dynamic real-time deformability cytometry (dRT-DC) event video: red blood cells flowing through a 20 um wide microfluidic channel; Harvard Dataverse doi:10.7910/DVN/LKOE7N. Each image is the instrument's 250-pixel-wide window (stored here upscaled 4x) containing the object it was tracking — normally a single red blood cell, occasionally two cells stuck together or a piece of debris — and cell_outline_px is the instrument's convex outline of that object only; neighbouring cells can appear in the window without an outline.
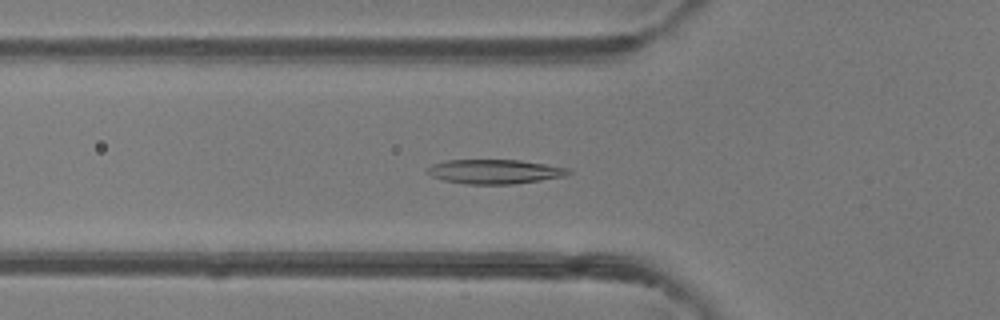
{"species": "common noctule bat (a hibernating species)", "species_latin": "Nyctalus noctula", "temperature_condition": "room temperature", "stored_images_in_passage": 35, "camera_frame_rate_fps": 3000, "um_per_image_px": 0.085, "animal": {"sex": "female"}, "frame": {"image": 1, "passage_image": 3, "time_ms": 0.667, "image_size_px": [1000, 320], "cell_outline_px": [[572, 172], [564, 176], [540, 180], [512, 184], [464, 184], [444, 180], [432, 176], [424, 172], [424, 168], [432, 164], [448, 160], [520, 160], [568, 168]], "centroid_in_image_um": [41.98, 14.58], "position_along_channel_um": 83.8, "area_um2": 20.0}}
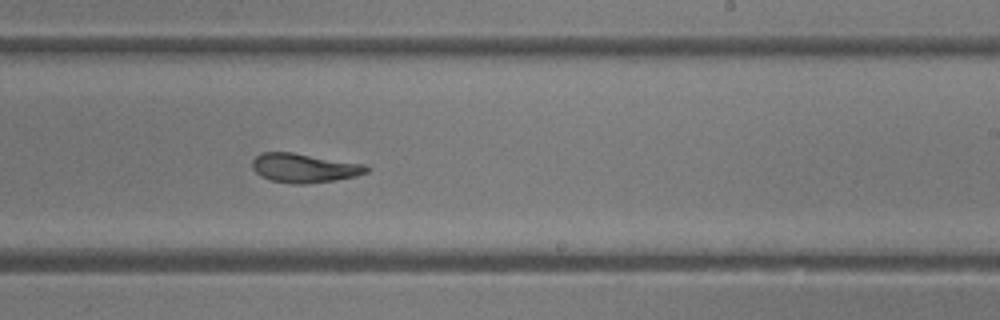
{"frame": {"image": 2, "passage_image": 16, "time_ms": 5.0, "image_size_px": [1000, 320], "cell_outline_px": [[372, 168], [368, 172], [356, 176], [336, 180], [308, 184], [292, 184], [272, 180], [260, 176], [252, 168], [252, 160], [256, 156], [264, 152], [292, 152], [368, 164]], "centroid_in_image_um": [25.92, 14.28], "position_along_channel_um": 263.1, "area_um2": 19.71}}
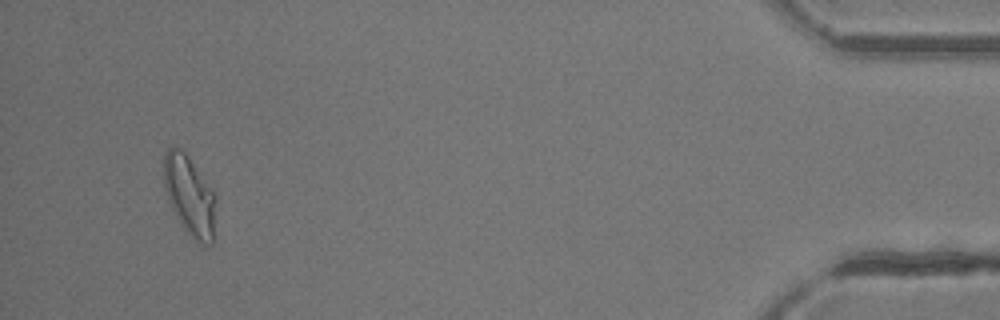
{"frame": {"image": 3, "passage_image": 33, "time_ms": 10.667, "image_size_px": [1000, 320], "cell_outline_px": [[216, 200], [212, 244], [204, 244], [192, 236], [184, 228], [172, 208], [164, 184], [164, 152], [168, 148], [180, 148], [188, 156], [216, 192]], "centroid_in_image_um": [16.14, 16.58], "position_along_channel_um": 419.1, "area_um2": 23.81}, "authors_computed_cell_mechanics": {"area_um2": 19.8832, "velocity_mm_per_s": 4.1292, "shape_relaxation_time_tau1_ms": 7.1782, "shape_relaxation_time_tau2_ms": 3.139, "deformation_change_tau1": 0.2118, "deformation_change_tau2": 0.0916}}